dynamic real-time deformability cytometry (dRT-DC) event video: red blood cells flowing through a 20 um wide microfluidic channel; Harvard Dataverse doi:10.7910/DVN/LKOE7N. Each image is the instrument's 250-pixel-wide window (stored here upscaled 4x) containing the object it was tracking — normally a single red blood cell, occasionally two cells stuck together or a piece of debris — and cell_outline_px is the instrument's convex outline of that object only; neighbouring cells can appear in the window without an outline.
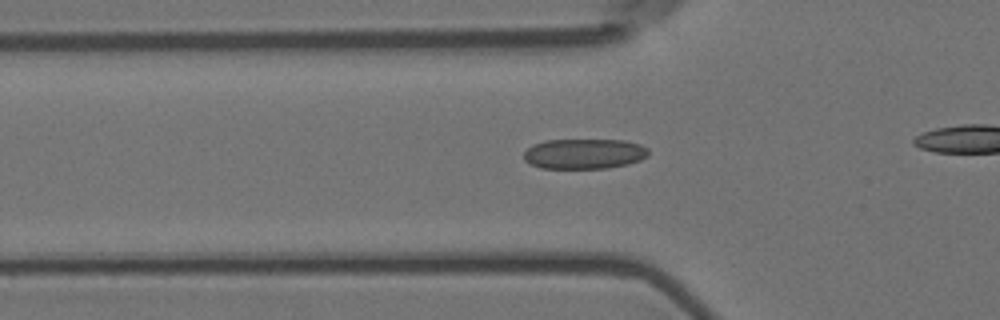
{"species": "Egyptian fruit bat (a non-hibernating species)", "species_latin": "Rousettus aegyptiacus", "temperature_condition": "room temperature", "stored_images_in_passage": 14, "camera_frame_rate_fps": 3000, "um_per_image_px": 0.085, "animal": {"sex": "female"}, "frame": {"image": 1, "passage_image": 8, "time_ms": 2.333, "image_size_px": [1000, 320], "cell_outline_px": [[648, 156], [640, 160], [628, 164], [608, 168], [540, 168], [524, 160], [524, 152], [532, 144], [544, 140], [624, 140], [640, 144], [648, 148]], "centroid_in_image_um": [49.66, 13.07], "position_along_channel_um": 76.1, "area_um2": 22.02}}
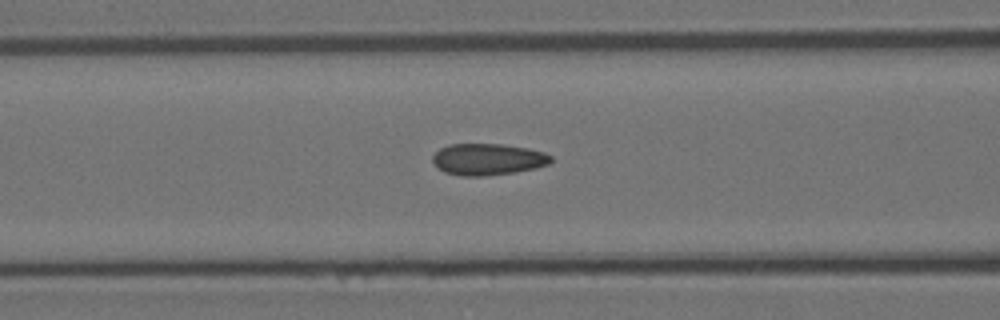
{"frame": {"image": 2, "passage_image": 12, "time_ms": 3.667, "image_size_px": [1000, 320], "cell_outline_px": [[552, 160], [548, 164], [536, 168], [516, 172], [484, 176], [460, 176], [444, 172], [436, 168], [432, 164], [432, 156], [440, 148], [448, 144], [500, 144], [528, 148], [544, 152], [552, 156]], "centroid_in_image_um": [41.43, 13.55], "position_along_channel_um": 125.2, "area_um2": 22.02}}